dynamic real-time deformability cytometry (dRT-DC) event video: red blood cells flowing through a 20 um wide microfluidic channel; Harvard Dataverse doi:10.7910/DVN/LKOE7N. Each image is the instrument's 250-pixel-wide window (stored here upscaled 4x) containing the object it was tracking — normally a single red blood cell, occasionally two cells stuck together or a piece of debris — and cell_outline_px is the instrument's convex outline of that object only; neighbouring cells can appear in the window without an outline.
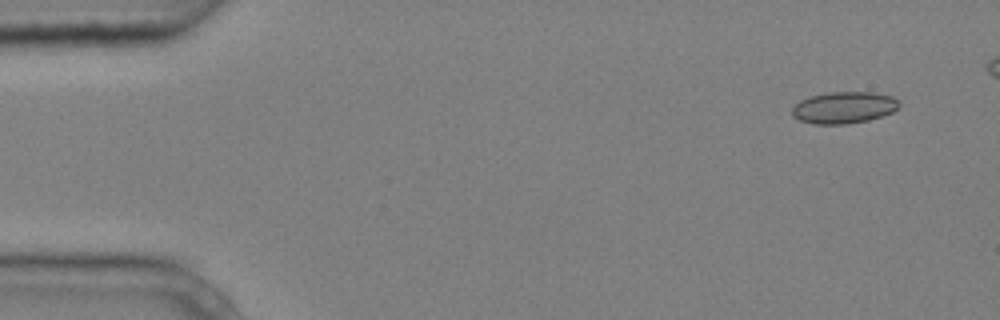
{"species": "common noctule bat (a hibernating species)", "species_latin": "Nyctalus noctula", "temperature_condition": "cold", "stored_images_in_passage": 8, "camera_frame_rate_fps": 3000, "um_per_image_px": 0.085, "animal": {"sex": "male", "body_mass_g": 20.4}, "frame": {"image": 1, "passage_image": 1, "time_ms": 0.0, "image_size_px": [1000, 320], "cell_outline_px": [[900, 108], [892, 112], [868, 120], [848, 124], [816, 124], [800, 120], [792, 116], [792, 108], [800, 100], [812, 96], [828, 92], [872, 92], [892, 96], [900, 104]], "centroid_in_image_um": [71.74, 9.14], "position_along_channel_um": 13.3, "area_um2": 19.71}}
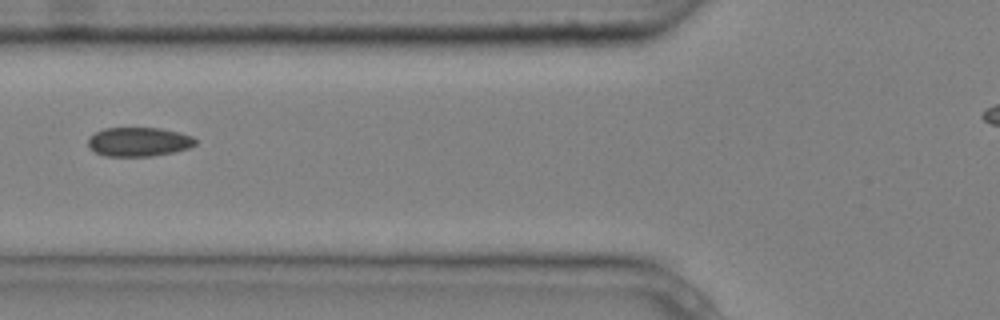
{"frame": {"image": 2, "passage_image": 6, "time_ms": 1.667, "image_size_px": [1000, 320], "cell_outline_px": [[196, 144], [188, 148], [176, 152], [152, 156], [104, 156], [88, 148], [88, 140], [96, 132], [104, 128], [160, 128], [180, 132], [192, 136], [196, 140]], "centroid_in_image_um": [11.81, 12.06], "position_along_channel_um": 114.0, "area_um2": 18.26}}